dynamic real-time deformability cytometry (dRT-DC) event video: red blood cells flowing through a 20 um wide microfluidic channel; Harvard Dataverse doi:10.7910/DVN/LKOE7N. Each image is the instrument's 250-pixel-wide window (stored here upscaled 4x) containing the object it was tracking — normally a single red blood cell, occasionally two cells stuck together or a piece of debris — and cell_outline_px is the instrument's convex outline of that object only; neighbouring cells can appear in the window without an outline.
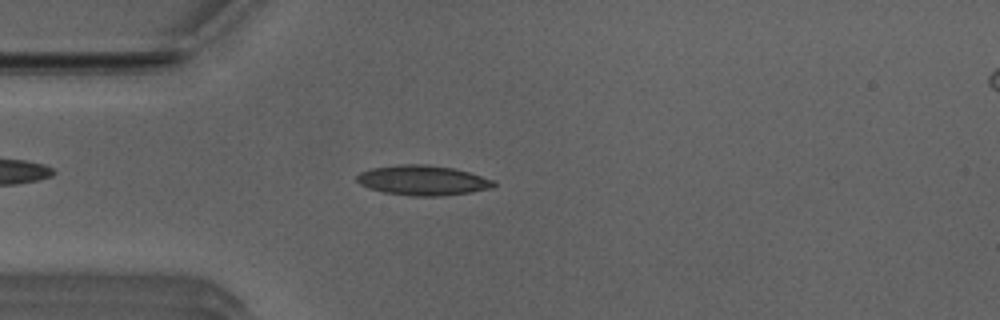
{"species": "Egyptian fruit bat (a non-hibernating species)", "species_latin": "Rousettus aegyptiacus", "temperature_condition": "room temperature", "stored_images_in_passage": 36, "camera_frame_rate_fps": 3000, "um_per_image_px": 0.085, "animal": {"sex": "male"}, "frame": {"image": 1, "passage_image": 1, "time_ms": 0.0, "image_size_px": [1000, 320], "cell_outline_px": [[496, 184], [492, 188], [468, 192], [440, 196], [408, 196], [384, 192], [368, 188], [360, 184], [356, 180], [356, 176], [360, 172], [372, 168], [400, 164], [428, 164], [452, 168], [468, 172], [496, 180]], "centroid_in_image_um": [35.92, 15.33], "position_along_channel_um": 49.1, "area_um2": 23.93}}
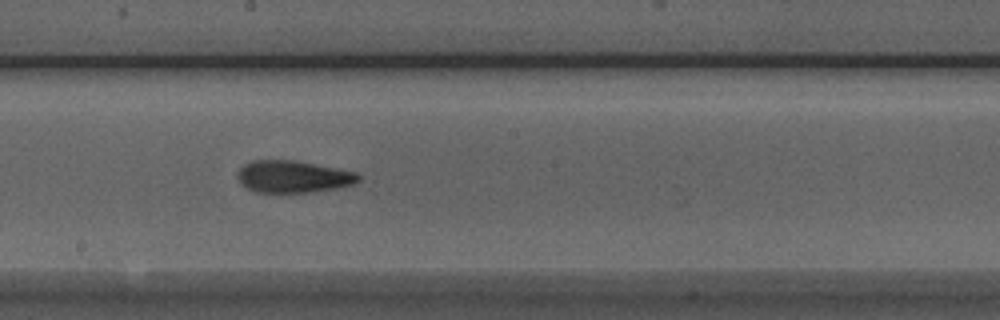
{"frame": {"image": 2, "passage_image": 15, "time_ms": 4.667, "image_size_px": [1000, 320], "cell_outline_px": [[360, 180], [352, 184], [336, 188], [308, 192], [256, 192], [240, 184], [236, 176], [236, 172], [244, 164], [252, 160], [292, 160], [356, 172], [360, 176]], "centroid_in_image_um": [24.85, 15.01], "position_along_channel_um": 223.3, "area_um2": 22.43}}
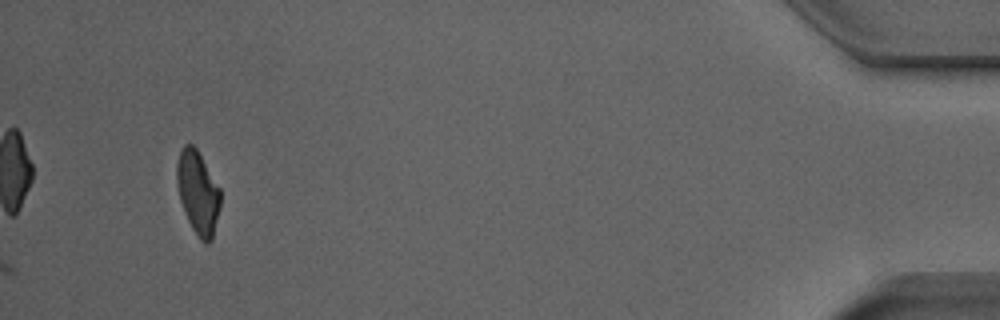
{"frame": {"image": 3, "passage_image": 36, "time_ms": 11.667, "image_size_px": [1000, 320], "cell_outline_px": [[220, 204], [212, 240], [208, 244], [204, 244], [200, 240], [192, 228], [184, 212], [180, 200], [176, 180], [176, 164], [180, 152], [184, 144], [192, 144], [196, 148], [220, 188]], "centroid_in_image_um": [16.81, 16.38], "position_along_channel_um": 418.4, "area_um2": 21.04}, "authors_computed_cell_mechanics": {"area_um2": 22.0507, "velocity_mm_per_s": 3.9491, "shape_relaxation_time_tau1_ms": 7.1447, "shape_relaxation_time_tau2_ms": 2.0218, "deformation_change_tau1": 0.1995, "deformation_change_tau2": 0.0889}}